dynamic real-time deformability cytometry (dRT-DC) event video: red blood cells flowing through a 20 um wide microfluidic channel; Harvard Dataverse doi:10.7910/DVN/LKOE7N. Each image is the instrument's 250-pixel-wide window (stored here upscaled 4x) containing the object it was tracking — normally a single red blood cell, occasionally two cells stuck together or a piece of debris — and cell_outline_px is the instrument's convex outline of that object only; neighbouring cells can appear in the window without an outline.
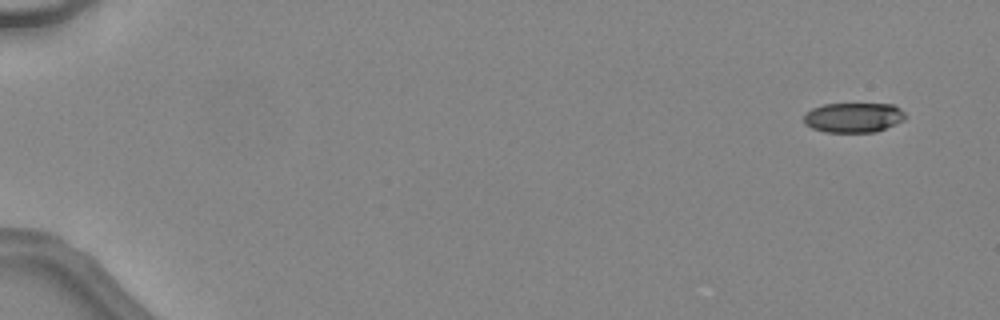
{"species": "common noctule bat (a hibernating species)", "species_latin": "Nyctalus noctula", "temperature_condition": "warm", "stored_images_in_passage": 45, "camera_frame_rate_fps": 3000, "um_per_image_px": 0.085, "animal": {"sex": "female", "body_mass_g": 24.6, "forearm_length_mm": 56.2}, "frame": {"image": 1, "passage_image": 1, "time_ms": 0.0, "image_size_px": [1000, 320], "cell_outline_px": [[904, 120], [896, 124], [876, 132], [824, 132], [812, 128], [804, 124], [804, 112], [812, 108], [824, 104], [892, 104], [900, 108], [904, 112]], "centroid_in_image_um": [72.52, 9.99], "position_along_channel_um": 12.5, "area_um2": 17.74}}
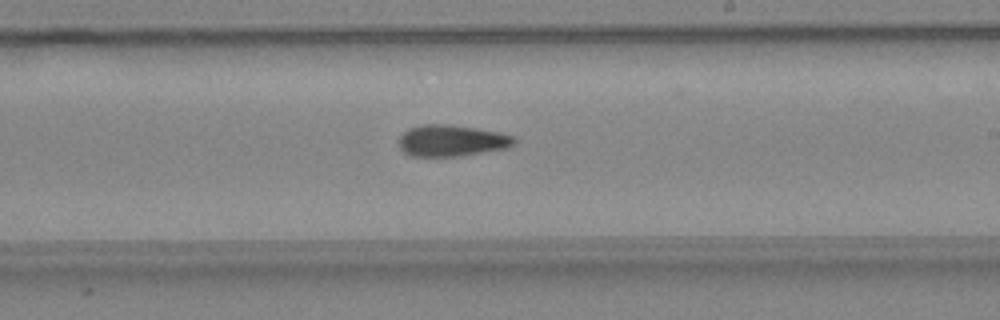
{"frame": {"image": 2, "passage_image": 28, "time_ms": 9.0, "image_size_px": [1000, 320], "cell_outline_px": [[516, 140], [508, 148], [460, 156], [412, 156], [404, 152], [400, 148], [396, 140], [408, 128], [420, 124], [448, 124], [476, 128], [500, 132], [512, 136]], "centroid_in_image_um": [38.34, 11.95], "position_along_channel_um": 250.7, "area_um2": 21.27}}
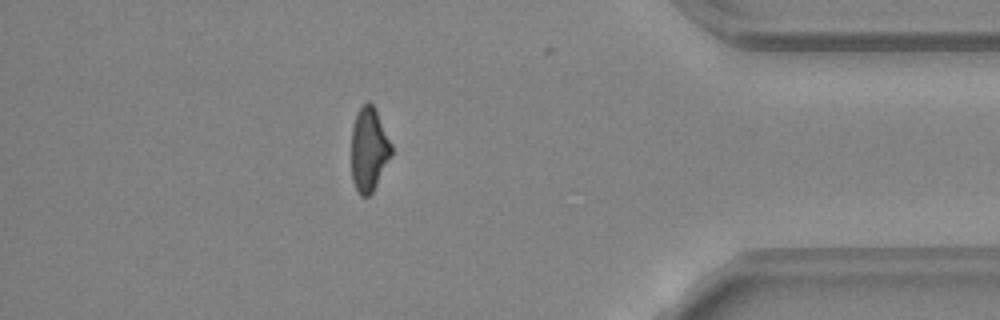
{"frame": {"image": 3, "passage_image": 40, "time_ms": 13.0, "image_size_px": [1000, 320], "cell_outline_px": [[392, 156], [372, 192], [368, 196], [360, 196], [352, 180], [352, 128], [356, 112], [368, 100], [376, 108], [392, 144]], "centroid_in_image_um": [31.37, 12.67], "position_along_channel_um": 403.8, "area_um2": 19.71}, "authors_computed_cell_mechanics": {"area_um2": 20.4034, "velocity_mm_per_s": 4.5733, "shape_relaxation_time_tau1_ms": null, "shape_relaxation_time_tau2_ms": 8.8456, "deformation_change_tau1": null, "deformation_change_tau2": 0.2337}}